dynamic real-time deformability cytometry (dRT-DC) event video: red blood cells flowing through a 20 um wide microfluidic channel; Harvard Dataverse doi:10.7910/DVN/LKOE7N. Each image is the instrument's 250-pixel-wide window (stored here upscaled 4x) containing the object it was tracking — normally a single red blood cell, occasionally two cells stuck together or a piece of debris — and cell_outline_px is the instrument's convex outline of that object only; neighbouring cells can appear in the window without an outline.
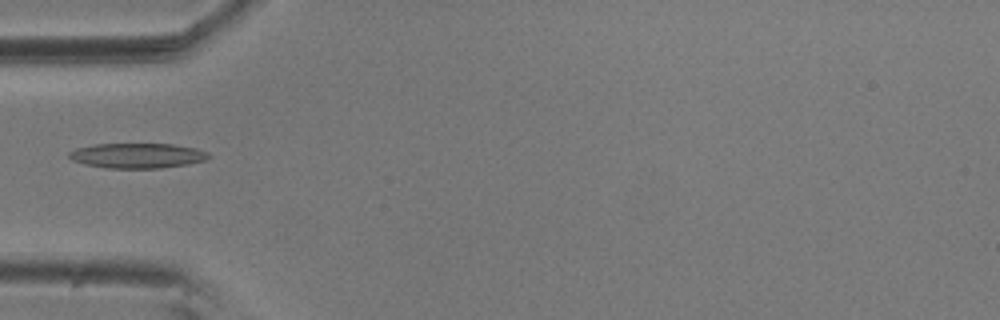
{"species": "common noctule bat (a hibernating species)", "species_latin": "Nyctalus noctula", "temperature_condition": "room temperature", "stored_images_in_passage": 32, "camera_frame_rate_fps": 3000, "um_per_image_px": 0.085, "animal": {"sex": "male", "body_mass_g": 20.5, "forearm_length_mm": 52.5}, "frame": {"image": 1, "passage_image": 1, "time_ms": 0.0, "image_size_px": [1000, 320], "cell_outline_px": [[212, 156], [204, 160], [188, 164], [160, 168], [104, 168], [84, 164], [72, 160], [68, 156], [68, 152], [76, 148], [96, 144], [172, 144], [196, 148], [208, 152]], "centroid_in_image_um": [11.66, 13.23], "position_along_channel_um": 73.3, "area_um2": 20.4}}
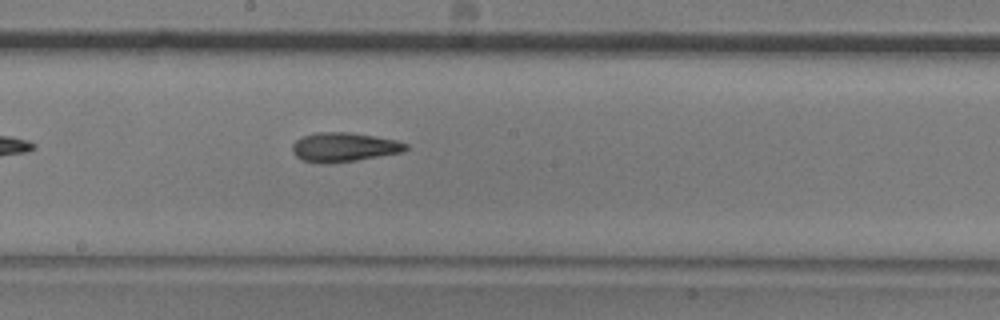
{"frame": {"image": 2, "passage_image": 13, "time_ms": 4.0, "image_size_px": [1000, 320], "cell_outline_px": [[408, 148], [404, 152], [356, 160], [328, 164], [320, 164], [300, 160], [292, 152], [292, 144], [296, 140], [304, 136], [316, 132], [348, 132], [396, 140], [408, 144]], "centroid_in_image_um": [29.21, 12.52], "position_along_channel_um": 219.0, "area_um2": 19.42}}
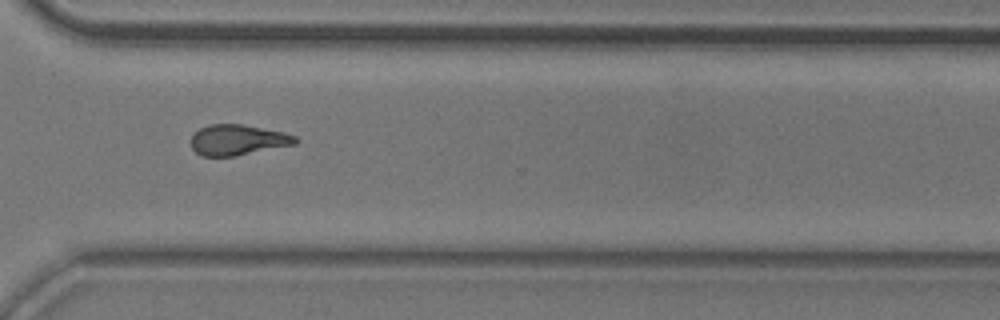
{"frame": {"image": 3, "passage_image": 24, "time_ms": 7.667, "image_size_px": [1000, 320], "cell_outline_px": [[300, 140], [296, 144], [236, 156], [200, 156], [192, 148], [192, 136], [200, 128], [208, 124], [244, 124], [284, 132], [296, 136]], "centroid_in_image_um": [20.24, 11.89], "position_along_channel_um": 350.4, "area_um2": 18.73}}